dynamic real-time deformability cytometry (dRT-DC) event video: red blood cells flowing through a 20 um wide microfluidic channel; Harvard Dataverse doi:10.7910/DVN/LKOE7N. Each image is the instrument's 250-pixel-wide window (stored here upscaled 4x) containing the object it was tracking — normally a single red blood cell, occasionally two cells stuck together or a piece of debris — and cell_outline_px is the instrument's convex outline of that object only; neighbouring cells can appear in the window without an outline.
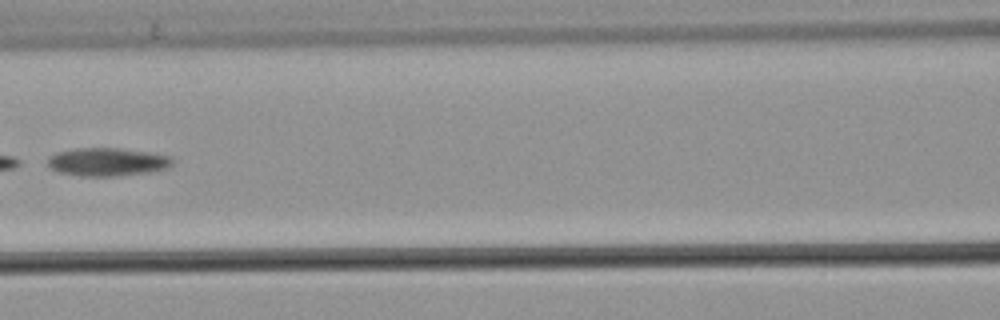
{"species": "common noctule bat (a hibernating species)", "species_latin": "Nyctalus noctula", "temperature_condition": "warm", "stored_images_in_passage": 6, "camera_frame_rate_fps": 3000, "um_per_image_px": 0.085, "animal": {"sex": "male", "body_mass_g": 21.5, "forearm_length_mm": 52.0}, "frame": {"image": 1, "passage_image": 6, "time_ms": 1.667, "image_size_px": [1000, 320], "cell_outline_px": [[172, 164], [168, 168], [148, 172], [112, 176], [80, 176], [60, 172], [52, 168], [48, 164], [48, 156], [56, 152], [76, 148], [120, 148], [148, 152], [168, 156], [172, 160]], "centroid_in_image_um": [9.09, 13.75], "position_along_channel_um": 157.5, "area_um2": 20.29}}